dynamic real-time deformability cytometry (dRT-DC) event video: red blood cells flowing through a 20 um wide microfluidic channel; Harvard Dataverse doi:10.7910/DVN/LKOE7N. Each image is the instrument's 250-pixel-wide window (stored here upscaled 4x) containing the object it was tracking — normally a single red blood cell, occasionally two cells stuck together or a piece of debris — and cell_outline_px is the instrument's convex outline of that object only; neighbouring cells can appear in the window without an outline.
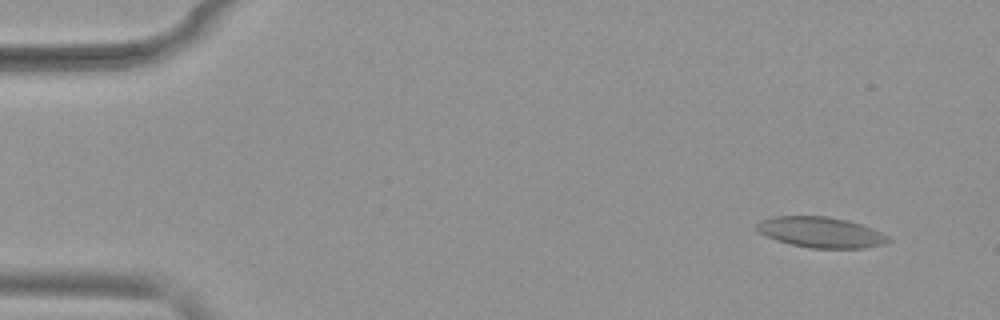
{"species": "common noctule bat (a hibernating species)", "species_latin": "Nyctalus noctula", "temperature_condition": "warm", "stored_images_in_passage": 53, "camera_frame_rate_fps": 3000, "um_per_image_px": 0.085, "animal": {"sex": "female", "body_mass_g": 19.9}, "frame": {"image": 1, "passage_image": 4, "time_ms": 1.0, "image_size_px": [1000, 320], "cell_outline_px": [[892, 240], [880, 244], [864, 248], [812, 248], [792, 244], [776, 240], [760, 232], [756, 228], [756, 224], [760, 220], [772, 216], [828, 216], [848, 220], [872, 228], [888, 236]], "centroid_in_image_um": [69.76, 19.73], "position_along_channel_um": 15.2, "area_um2": 23.29}}
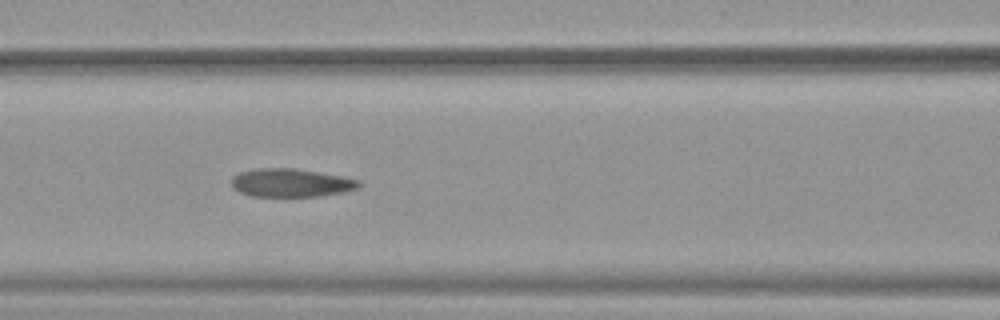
{"frame": {"image": 2, "passage_image": 23, "time_ms": 7.333, "image_size_px": [1000, 320], "cell_outline_px": [[364, 184], [360, 188], [344, 192], [316, 196], [252, 196], [240, 192], [232, 184], [232, 176], [240, 172], [252, 168], [292, 168], [340, 176], [360, 180]], "centroid_in_image_um": [24.76, 15.53], "position_along_channel_um": 141.8, "area_um2": 20.92}}
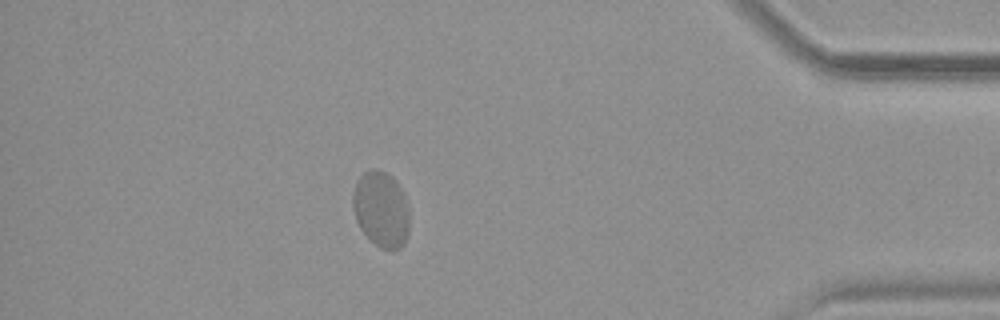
{"frame": {"image": 3, "passage_image": 47, "time_ms": 15.333, "image_size_px": [1000, 320], "cell_outline_px": [[408, 232], [404, 244], [400, 248], [380, 248], [360, 228], [356, 220], [352, 208], [352, 196], [356, 180], [364, 172], [372, 168], [376, 168], [392, 176], [396, 180], [404, 192], [408, 204]], "centroid_in_image_um": [32.39, 17.74], "position_along_channel_um": 402.8, "area_um2": 25.09}, "authors_computed_cell_mechanics": {"area_um2": 22.542, "velocity_mm_per_s": 3.7768, "shape_relaxation_time_tau1_ms": 9.1962, "shape_relaxation_time_tau2_ms": null, "deformation_change_tau1": 0.159, "deformation_change_tau2": null}}